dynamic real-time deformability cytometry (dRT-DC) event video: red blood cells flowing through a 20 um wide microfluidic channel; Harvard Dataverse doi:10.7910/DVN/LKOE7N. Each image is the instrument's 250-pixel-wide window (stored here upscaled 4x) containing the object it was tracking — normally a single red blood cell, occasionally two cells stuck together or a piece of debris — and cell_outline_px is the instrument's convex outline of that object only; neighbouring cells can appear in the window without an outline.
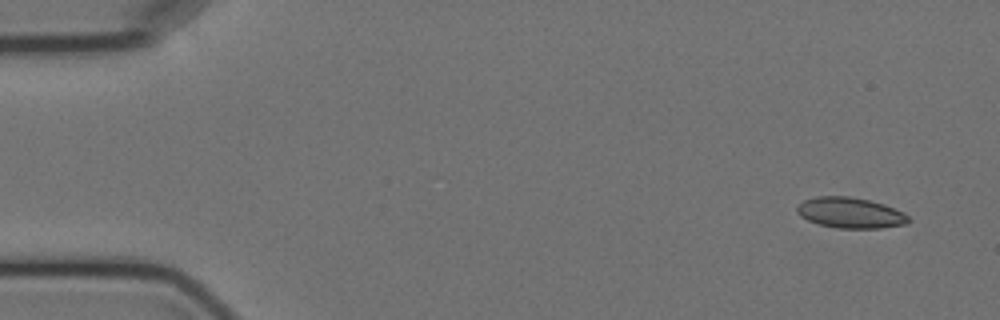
{"species": "Egyptian fruit bat (a non-hibernating species)", "species_latin": "Rousettus aegyptiacus", "temperature_condition": "cold", "stored_images_in_passage": 9, "camera_frame_rate_fps": 3000, "um_per_image_px": 0.085, "animal": {"sex": "female"}, "frame": {"image": 1, "passage_image": 1, "time_ms": 0.0, "image_size_px": [1000, 320], "cell_outline_px": [[912, 220], [908, 224], [880, 228], [840, 228], [820, 224], [808, 220], [800, 216], [796, 212], [796, 208], [804, 200], [816, 196], [848, 196], [868, 200], [884, 204], [908, 216]], "centroid_in_image_um": [72.27, 18.09], "position_along_channel_um": 12.7, "area_um2": 19.77}}
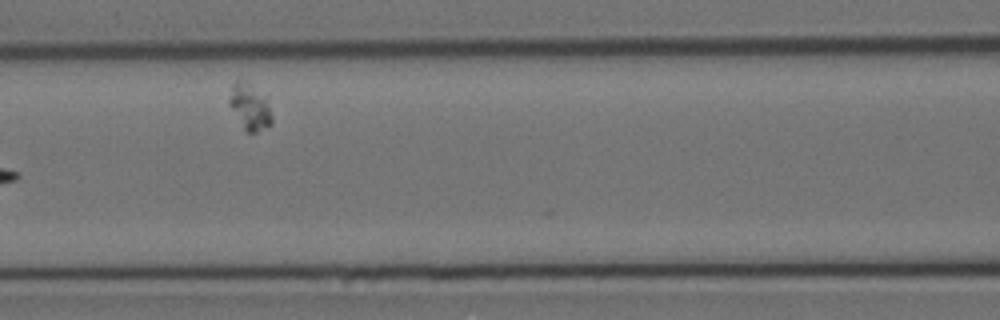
{"frame": {"image": 2, "passage_image": 7, "time_ms": 7.667, "image_size_px": [1000, 320], "cell_outline_px": [[272, 124], [256, 132], [248, 132], [244, 128], [228, 104], [228, 100], [232, 84], [236, 80], [248, 80], [268, 96], [272, 120]], "centroid_in_image_um": [21.26, 9.0], "position_along_channel_um": 145.3, "area_um2": 11.79}}
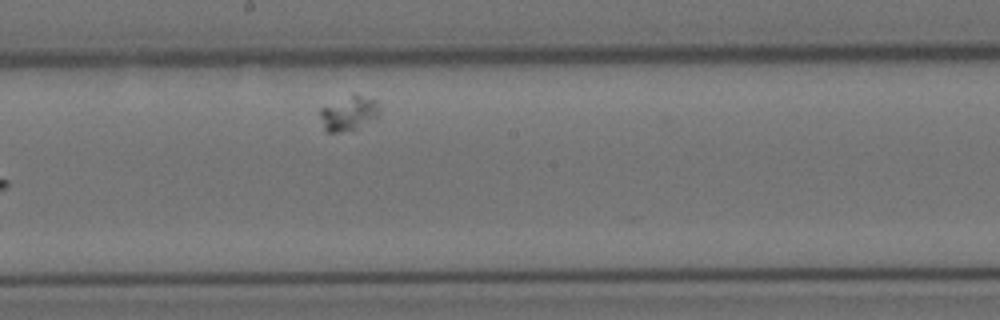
{"frame": {"image": 3, "passage_image": 9, "time_ms": 10.0, "image_size_px": [1000, 320], "cell_outline_px": [[380, 116], [356, 128], [336, 132], [328, 132], [324, 128], [320, 116], [320, 108], [352, 92], [356, 92], [376, 100], [380, 104]], "centroid_in_image_um": [29.69, 9.56], "position_along_channel_um": 218.5, "area_um2": 12.25}}